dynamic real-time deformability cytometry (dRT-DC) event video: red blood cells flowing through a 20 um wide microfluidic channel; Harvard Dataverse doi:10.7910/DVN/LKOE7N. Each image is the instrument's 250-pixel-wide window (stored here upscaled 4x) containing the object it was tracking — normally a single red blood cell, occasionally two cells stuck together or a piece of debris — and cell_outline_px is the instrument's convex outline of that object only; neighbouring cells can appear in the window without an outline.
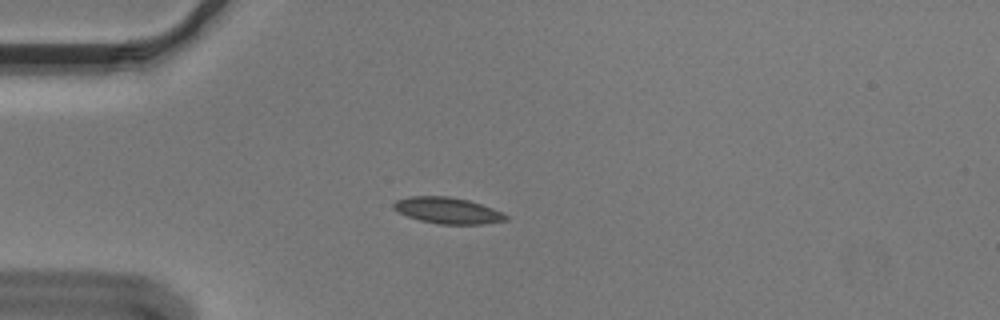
{"species": "Egyptian fruit bat (a non-hibernating species)", "species_latin": "Rousettus aegyptiacus", "temperature_condition": "cold", "stored_images_in_passage": 54, "camera_frame_rate_fps": 3000, "um_per_image_px": 0.085, "animal": {"sex": "male"}, "frame": {"image": 1, "passage_image": 14, "time_ms": 4.333, "image_size_px": [1000, 320], "cell_outline_px": [[508, 220], [484, 224], [440, 224], [420, 220], [408, 216], [392, 208], [392, 204], [396, 200], [412, 196], [448, 196], [468, 200], [504, 212], [508, 216]], "centroid_in_image_um": [38.07, 17.89], "position_along_channel_um": 46.9, "area_um2": 17.11}}
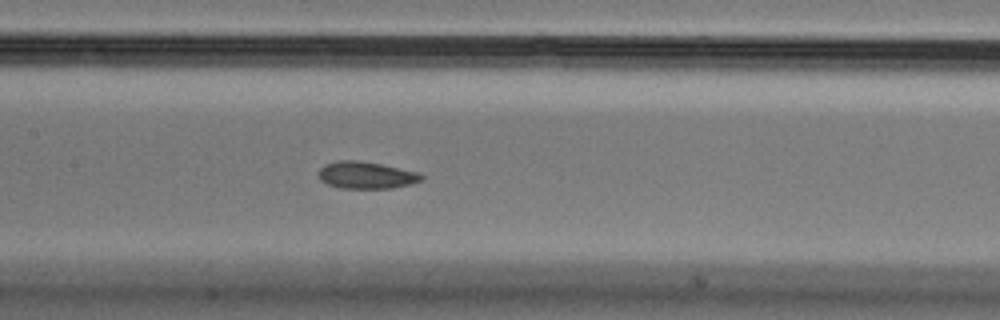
{"frame": {"image": 2, "passage_image": 26, "time_ms": 8.333, "image_size_px": [1000, 320], "cell_outline_px": [[424, 180], [412, 184], [392, 188], [340, 188], [328, 184], [320, 180], [316, 172], [324, 164], [336, 160], [360, 160], [420, 172], [424, 176]], "centroid_in_image_um": [31.13, 14.88], "position_along_channel_um": 176.3, "area_um2": 16.53}}
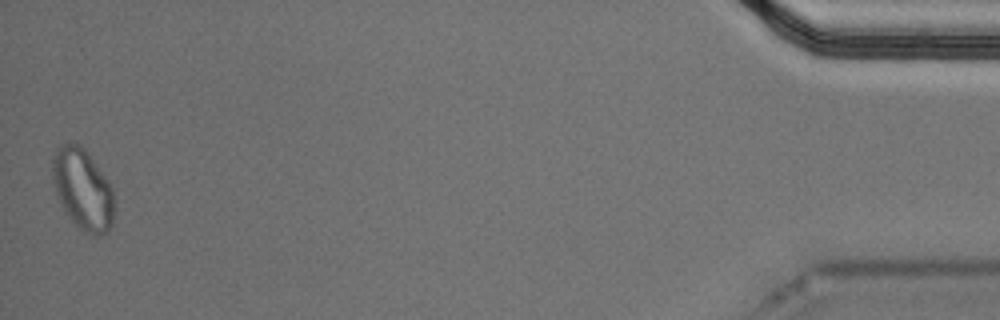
{"frame": {"image": 3, "passage_image": 54, "time_ms": 17.667, "image_size_px": [1000, 320], "cell_outline_px": [[116, 208], [112, 228], [108, 232], [100, 236], [92, 236], [76, 228], [64, 212], [60, 204], [56, 192], [52, 176], [52, 160], [56, 148], [60, 144], [68, 140], [80, 144], [84, 148], [108, 180], [112, 188]], "centroid_in_image_um": [7.05, 16.13], "position_along_channel_um": 428.2, "area_um2": 30.17}, "authors_computed_cell_mechanics": {"area_um2": 16.473, "velocity_mm_per_s": 3.6387, "shape_relaxation_time_tau1_ms": null, "shape_relaxation_time_tau2_ms": 2.5416, "deformation_change_tau1": null, "deformation_change_tau2": 0.0755}}